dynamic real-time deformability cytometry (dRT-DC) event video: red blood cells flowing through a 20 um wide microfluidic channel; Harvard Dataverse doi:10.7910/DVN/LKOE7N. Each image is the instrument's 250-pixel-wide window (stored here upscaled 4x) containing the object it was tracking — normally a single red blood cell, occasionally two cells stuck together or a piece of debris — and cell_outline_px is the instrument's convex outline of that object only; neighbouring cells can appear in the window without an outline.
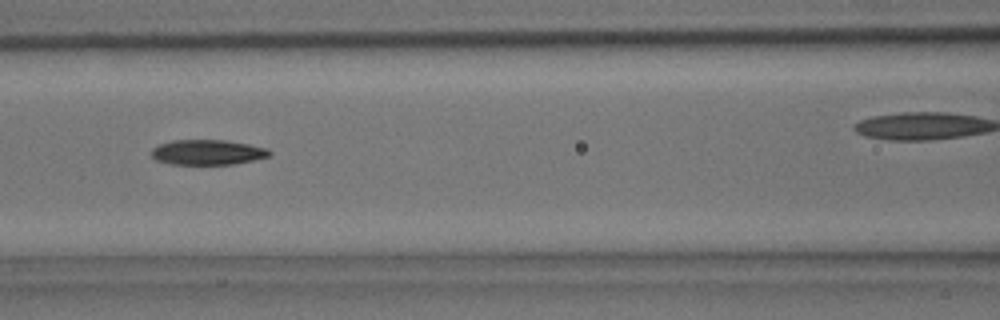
{"species": "common noctule bat (a hibernating species)", "species_latin": "Nyctalus noctula", "temperature_condition": "room temperature", "stored_images_in_passage": 23, "camera_frame_rate_fps": 3000, "um_per_image_px": 0.085, "animal": {"sex": "male", "body_mass_g": 15.6}, "frame": {"image": 1, "passage_image": 7, "time_ms": 2.0, "image_size_px": [1000, 320], "cell_outline_px": [[272, 152], [268, 156], [236, 164], [168, 164], [156, 160], [152, 156], [152, 148], [160, 144], [172, 140], [224, 140], [248, 144], [268, 148]], "centroid_in_image_um": [17.63, 12.94], "position_along_channel_um": 149.0, "area_um2": 17.22}}
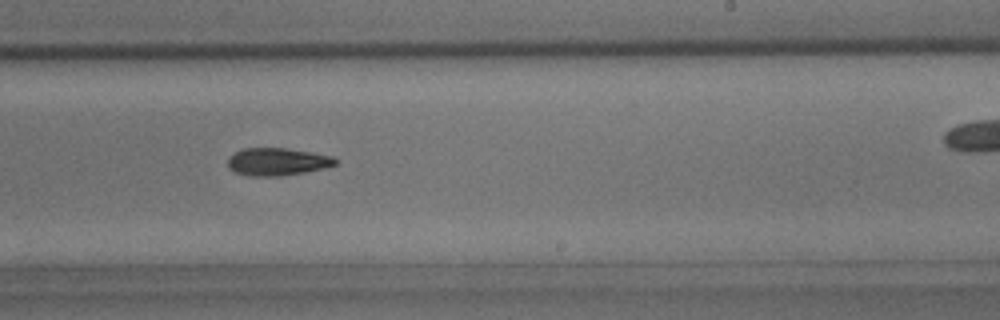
{"frame": {"image": 2, "passage_image": 14, "time_ms": 4.333, "image_size_px": [1000, 320], "cell_outline_px": [[336, 164], [324, 168], [304, 172], [280, 176], [248, 176], [232, 172], [228, 168], [228, 156], [244, 148], [284, 148], [332, 156], [336, 160]], "centroid_in_image_um": [23.5, 13.76], "position_along_channel_um": 265.5, "area_um2": 17.22}}